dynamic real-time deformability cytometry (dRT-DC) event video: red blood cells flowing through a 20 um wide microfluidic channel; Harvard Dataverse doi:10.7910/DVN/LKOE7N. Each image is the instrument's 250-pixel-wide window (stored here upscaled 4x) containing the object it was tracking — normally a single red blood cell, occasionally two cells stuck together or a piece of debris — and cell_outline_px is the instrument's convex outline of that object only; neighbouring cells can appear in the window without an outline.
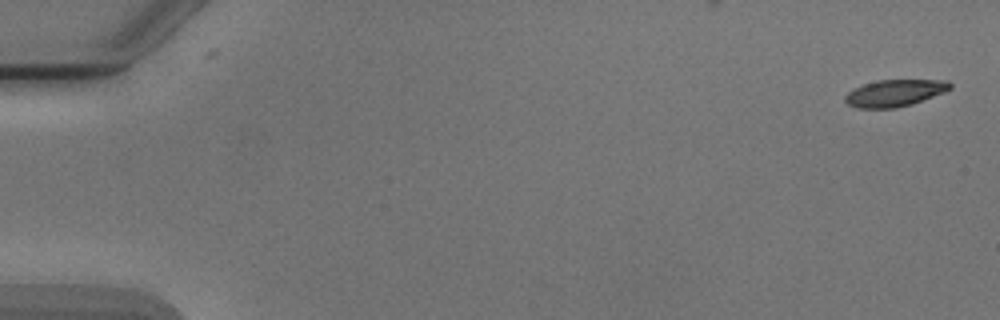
{"species": "Egyptian fruit bat (a non-hibernating species)", "species_latin": "Rousettus aegyptiacus", "temperature_condition": "cold", "stored_images_in_passage": 5, "camera_frame_rate_fps": 3000, "um_per_image_px": 0.085, "animal": {"sex": "male"}, "frame": {"image": 1, "passage_image": 1, "time_ms": 0.0, "image_size_px": [1000, 320], "cell_outline_px": [[952, 88], [944, 92], [912, 104], [896, 108], [860, 108], [848, 104], [844, 100], [844, 96], [852, 88], [864, 84], [880, 80], [948, 80], [952, 84]], "centroid_in_image_um": [76.05, 7.9], "position_along_channel_um": 9.0, "area_um2": 16.42}}
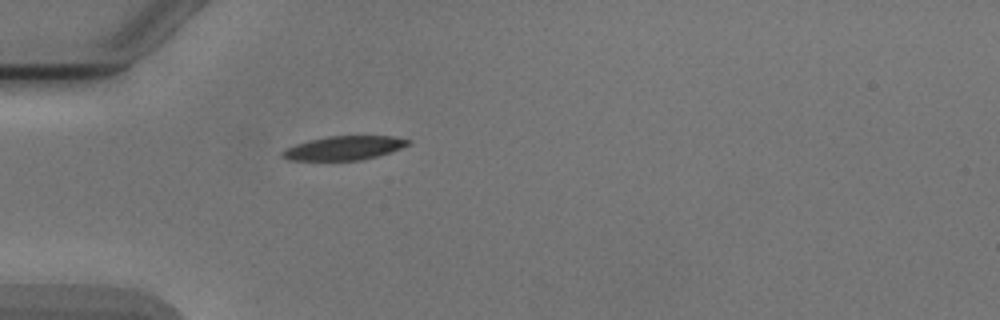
{"frame": {"image": 2, "passage_image": 5, "time_ms": 5.0, "image_size_px": [1000, 320], "cell_outline_px": [[412, 140], [408, 144], [400, 148], [376, 156], [360, 160], [288, 160], [280, 156], [280, 152], [296, 144], [308, 140], [328, 136], [392, 136]], "centroid_in_image_um": [29.2, 12.57], "position_along_channel_um": 55.8, "area_um2": 17.34}}